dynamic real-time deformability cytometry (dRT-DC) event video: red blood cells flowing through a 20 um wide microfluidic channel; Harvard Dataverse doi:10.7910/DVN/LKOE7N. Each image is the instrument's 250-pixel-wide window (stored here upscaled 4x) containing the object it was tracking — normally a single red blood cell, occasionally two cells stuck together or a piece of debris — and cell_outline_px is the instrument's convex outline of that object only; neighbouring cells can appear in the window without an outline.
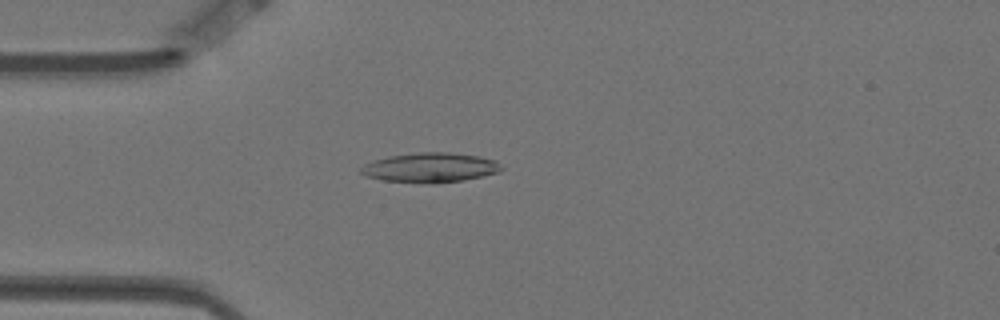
{"species": "Egyptian fruit bat (a non-hibernating species)", "species_latin": "Rousettus aegyptiacus", "temperature_condition": "warm", "stored_images_in_passage": 5, "camera_frame_rate_fps": 3000, "um_per_image_px": 0.085, "animal": {"sex": "female"}, "frame": {"image": 1, "passage_image": 4, "time_ms": 1.0, "image_size_px": [1000, 320], "cell_outline_px": [[504, 168], [500, 172], [464, 180], [432, 184], [384, 180], [364, 176], [360, 172], [360, 168], [364, 164], [372, 160], [388, 156], [420, 152], [448, 152], [480, 156], [492, 160], [500, 164]], "centroid_in_image_um": [36.55, 14.24], "position_along_channel_um": 48.4, "area_um2": 24.39}}